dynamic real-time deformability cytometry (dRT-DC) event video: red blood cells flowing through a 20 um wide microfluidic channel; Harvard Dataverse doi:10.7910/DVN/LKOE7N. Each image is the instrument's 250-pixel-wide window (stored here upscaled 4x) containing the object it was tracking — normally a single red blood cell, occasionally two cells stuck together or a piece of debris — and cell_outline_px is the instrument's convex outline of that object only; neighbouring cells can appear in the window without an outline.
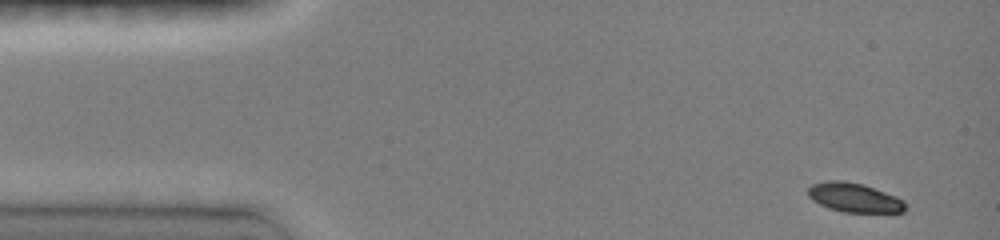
{"species": "common noctule bat (a hibernating species)", "species_latin": "Nyctalus noctula", "temperature_condition": "room temperature", "stored_images_in_passage": 12, "camera_frame_rate_fps": 3000, "um_per_image_px": 0.085, "animal": {"sex": "female", "body_mass_g": 19.0, "forearm_length_mm": 51.5}, "frame": {"image": 1, "passage_image": 1, "time_ms": 0.0, "image_size_px": [1000, 240], "cell_outline_px": [[904, 212], [844, 212], [828, 208], [812, 200], [808, 196], [808, 188], [812, 184], [828, 180], [844, 180], [864, 184], [896, 196], [904, 200]], "centroid_in_image_um": [72.59, 16.78], "position_along_channel_um": 12.4, "area_um2": 16.59}}
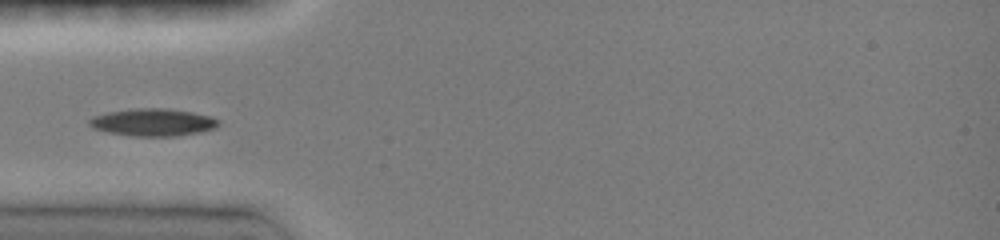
{"frame": {"image": 2, "passage_image": 9, "time_ms": 4.0, "image_size_px": [1000, 240], "cell_outline_px": [[220, 124], [216, 128], [200, 132], [176, 136], [132, 136], [108, 132], [92, 128], [88, 124], [88, 120], [92, 116], [108, 112], [136, 108], [168, 108], [192, 112], [212, 116], [220, 120]], "centroid_in_image_um": [13.02, 10.39], "position_along_channel_um": 72.0, "area_um2": 20.87}}
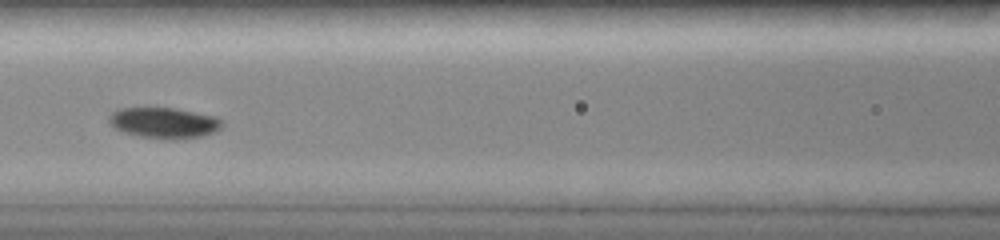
{"frame": {"image": 3, "passage_image": 11, "time_ms": 6.0, "image_size_px": [1000, 240], "cell_outline_px": [[224, 120], [220, 128], [216, 132], [200, 136], [176, 140], [168, 140], [140, 136], [124, 132], [116, 128], [108, 120], [108, 116], [116, 108], [176, 108], [216, 116]], "centroid_in_image_um": [13.97, 10.44], "position_along_channel_um": 152.6, "area_um2": 20.46}}